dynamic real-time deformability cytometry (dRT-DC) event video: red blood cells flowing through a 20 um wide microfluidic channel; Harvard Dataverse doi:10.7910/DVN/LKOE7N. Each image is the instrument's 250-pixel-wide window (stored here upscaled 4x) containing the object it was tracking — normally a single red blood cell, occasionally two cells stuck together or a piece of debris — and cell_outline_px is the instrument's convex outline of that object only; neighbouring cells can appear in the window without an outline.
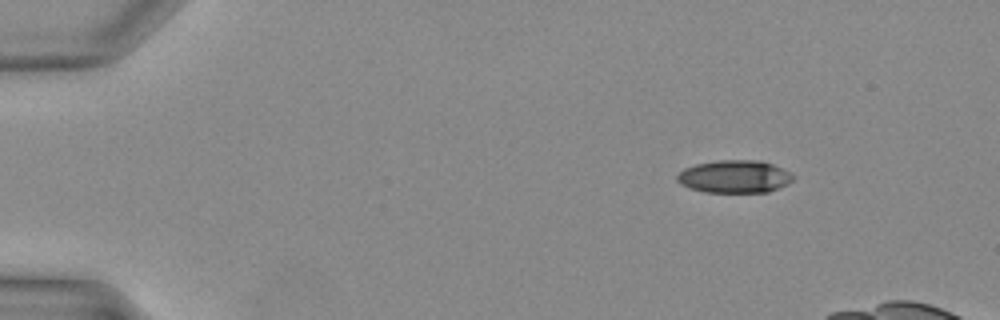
{"species": "Egyptian fruit bat (a non-hibernating species)", "species_latin": "Rousettus aegyptiacus", "temperature_condition": "warm", "stored_images_in_passage": 32, "camera_frame_rate_fps": 3000, "um_per_image_px": 0.085, "animal": {"sex": "female"}, "frame": {"image": 1, "passage_image": 2, "time_ms": 0.333, "image_size_px": [1000, 320], "cell_outline_px": [[796, 176], [788, 184], [768, 192], [704, 192], [688, 188], [680, 184], [676, 180], [676, 176], [684, 168], [696, 164], [716, 160], [760, 160], [772, 164]], "centroid_in_image_um": [62.41, 15.01], "position_along_channel_um": 22.6, "area_um2": 22.2}}
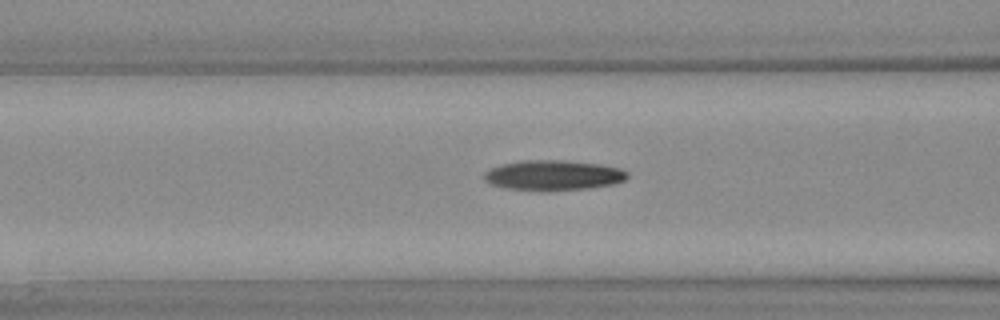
{"frame": {"image": 2, "passage_image": 13, "time_ms": 4.0, "image_size_px": [1000, 320], "cell_outline_px": [[628, 176], [624, 180], [612, 184], [588, 188], [508, 188], [492, 184], [484, 180], [484, 172], [488, 168], [500, 164], [520, 160], [564, 160], [596, 164], [620, 168], [628, 172]], "centroid_in_image_um": [47.0, 14.84], "position_along_channel_um": 119.6, "area_um2": 24.22}}
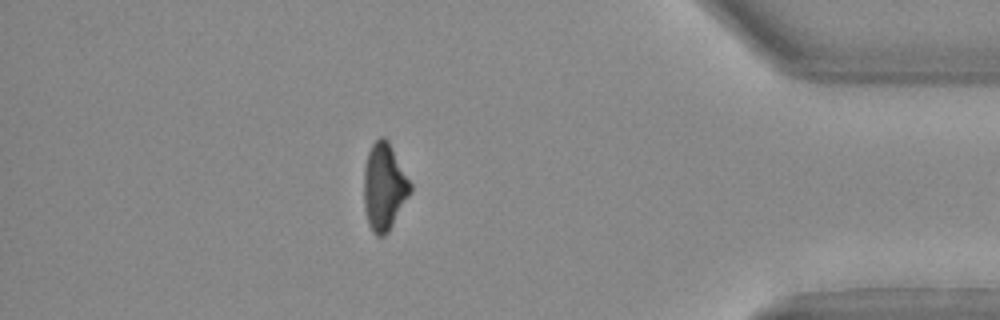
{"frame": {"image": 3, "passage_image": 31, "time_ms": 10.0, "image_size_px": [1000, 320], "cell_outline_px": [[412, 192], [388, 232], [384, 236], [376, 236], [372, 232], [368, 224], [364, 208], [364, 168], [368, 152], [372, 144], [380, 136], [384, 136], [388, 140], [412, 184]], "centroid_in_image_um": [32.66, 15.89], "position_along_channel_um": 402.5, "area_um2": 23.76}}